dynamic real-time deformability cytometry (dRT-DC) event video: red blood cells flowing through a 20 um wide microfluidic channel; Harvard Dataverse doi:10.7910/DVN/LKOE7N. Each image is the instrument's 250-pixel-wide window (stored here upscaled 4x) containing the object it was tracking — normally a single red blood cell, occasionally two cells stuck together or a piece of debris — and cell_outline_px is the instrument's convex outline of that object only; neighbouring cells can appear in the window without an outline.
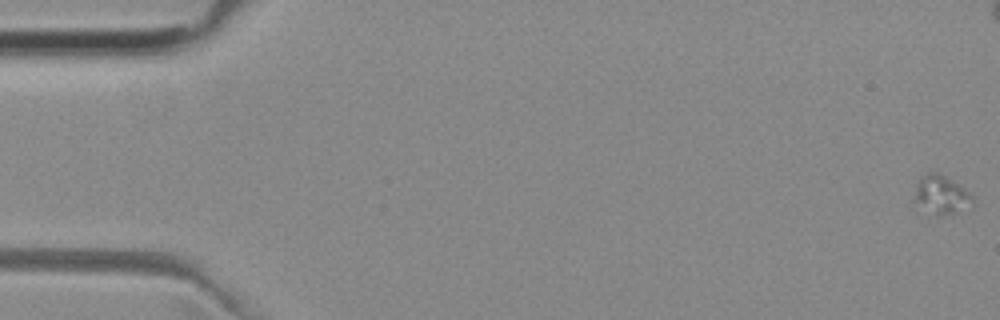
{"species": "common noctule bat (a hibernating species)", "species_latin": "Nyctalus noctula", "temperature_condition": "room temperature", "stored_images_in_passage": 9, "camera_frame_rate_fps": 3000, "um_per_image_px": 0.085, "animal": {"sex": "female", "body_mass_g": 29.2, "forearm_length_mm": 56.3}, "frame": {"image": 1, "passage_image": 1, "time_ms": 0.0, "image_size_px": [1000, 320], "cell_outline_px": [[976, 204], [940, 216], [936, 216], [916, 200], [916, 184], [920, 176], [924, 172], [936, 172], [952, 180], [964, 188], [972, 196]], "centroid_in_image_um": [80.04, 16.51], "position_along_channel_um": 5.0, "area_um2": 12.6}}